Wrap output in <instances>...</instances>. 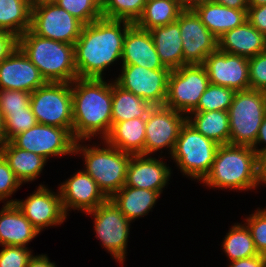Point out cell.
Wrapping results in <instances>:
<instances>
[{
	"label": "cell",
	"mask_w": 266,
	"mask_h": 267,
	"mask_svg": "<svg viewBox=\"0 0 266 267\" xmlns=\"http://www.w3.org/2000/svg\"><path fill=\"white\" fill-rule=\"evenodd\" d=\"M214 2L234 9H248V0H215Z\"/></svg>",
	"instance_id": "cell-48"
},
{
	"label": "cell",
	"mask_w": 266,
	"mask_h": 267,
	"mask_svg": "<svg viewBox=\"0 0 266 267\" xmlns=\"http://www.w3.org/2000/svg\"><path fill=\"white\" fill-rule=\"evenodd\" d=\"M27 267H56V264L50 262L47 255L32 256Z\"/></svg>",
	"instance_id": "cell-47"
},
{
	"label": "cell",
	"mask_w": 266,
	"mask_h": 267,
	"mask_svg": "<svg viewBox=\"0 0 266 267\" xmlns=\"http://www.w3.org/2000/svg\"><path fill=\"white\" fill-rule=\"evenodd\" d=\"M100 5H102L104 2H105V0H96Z\"/></svg>",
	"instance_id": "cell-54"
},
{
	"label": "cell",
	"mask_w": 266,
	"mask_h": 267,
	"mask_svg": "<svg viewBox=\"0 0 266 267\" xmlns=\"http://www.w3.org/2000/svg\"><path fill=\"white\" fill-rule=\"evenodd\" d=\"M247 21L266 36V4L258 7H249L247 10Z\"/></svg>",
	"instance_id": "cell-43"
},
{
	"label": "cell",
	"mask_w": 266,
	"mask_h": 267,
	"mask_svg": "<svg viewBox=\"0 0 266 267\" xmlns=\"http://www.w3.org/2000/svg\"><path fill=\"white\" fill-rule=\"evenodd\" d=\"M83 26L56 2L32 6L30 30L40 37L74 45Z\"/></svg>",
	"instance_id": "cell-10"
},
{
	"label": "cell",
	"mask_w": 266,
	"mask_h": 267,
	"mask_svg": "<svg viewBox=\"0 0 266 267\" xmlns=\"http://www.w3.org/2000/svg\"><path fill=\"white\" fill-rule=\"evenodd\" d=\"M182 11L181 0H146L143 14L135 24L149 31L177 21Z\"/></svg>",
	"instance_id": "cell-31"
},
{
	"label": "cell",
	"mask_w": 266,
	"mask_h": 267,
	"mask_svg": "<svg viewBox=\"0 0 266 267\" xmlns=\"http://www.w3.org/2000/svg\"><path fill=\"white\" fill-rule=\"evenodd\" d=\"M132 24L125 20L101 18L84 25L74 44L78 77L102 79L103 71L122 59L124 38Z\"/></svg>",
	"instance_id": "cell-1"
},
{
	"label": "cell",
	"mask_w": 266,
	"mask_h": 267,
	"mask_svg": "<svg viewBox=\"0 0 266 267\" xmlns=\"http://www.w3.org/2000/svg\"><path fill=\"white\" fill-rule=\"evenodd\" d=\"M247 10L248 9L229 8L212 2L201 5L194 11L207 29L216 38H219L225 32L241 26L247 21Z\"/></svg>",
	"instance_id": "cell-24"
},
{
	"label": "cell",
	"mask_w": 266,
	"mask_h": 267,
	"mask_svg": "<svg viewBox=\"0 0 266 267\" xmlns=\"http://www.w3.org/2000/svg\"><path fill=\"white\" fill-rule=\"evenodd\" d=\"M18 47L46 82L72 83L78 78L74 45L40 37L28 29L18 37Z\"/></svg>",
	"instance_id": "cell-4"
},
{
	"label": "cell",
	"mask_w": 266,
	"mask_h": 267,
	"mask_svg": "<svg viewBox=\"0 0 266 267\" xmlns=\"http://www.w3.org/2000/svg\"><path fill=\"white\" fill-rule=\"evenodd\" d=\"M106 148L82 146L76 141L74 154H83L85 172L90 175L103 193L110 198L126 183L128 163L132 154L122 152L103 140Z\"/></svg>",
	"instance_id": "cell-5"
},
{
	"label": "cell",
	"mask_w": 266,
	"mask_h": 267,
	"mask_svg": "<svg viewBox=\"0 0 266 267\" xmlns=\"http://www.w3.org/2000/svg\"><path fill=\"white\" fill-rule=\"evenodd\" d=\"M30 0H0V30L17 38L31 27Z\"/></svg>",
	"instance_id": "cell-32"
},
{
	"label": "cell",
	"mask_w": 266,
	"mask_h": 267,
	"mask_svg": "<svg viewBox=\"0 0 266 267\" xmlns=\"http://www.w3.org/2000/svg\"><path fill=\"white\" fill-rule=\"evenodd\" d=\"M30 106L39 124L62 127L72 133L71 83L47 82L31 93Z\"/></svg>",
	"instance_id": "cell-8"
},
{
	"label": "cell",
	"mask_w": 266,
	"mask_h": 267,
	"mask_svg": "<svg viewBox=\"0 0 266 267\" xmlns=\"http://www.w3.org/2000/svg\"><path fill=\"white\" fill-rule=\"evenodd\" d=\"M250 89L266 92V51L248 58Z\"/></svg>",
	"instance_id": "cell-40"
},
{
	"label": "cell",
	"mask_w": 266,
	"mask_h": 267,
	"mask_svg": "<svg viewBox=\"0 0 266 267\" xmlns=\"http://www.w3.org/2000/svg\"><path fill=\"white\" fill-rule=\"evenodd\" d=\"M161 159L142 154L132 155L127 167L125 186L158 191L161 194L171 176V169Z\"/></svg>",
	"instance_id": "cell-20"
},
{
	"label": "cell",
	"mask_w": 266,
	"mask_h": 267,
	"mask_svg": "<svg viewBox=\"0 0 266 267\" xmlns=\"http://www.w3.org/2000/svg\"><path fill=\"white\" fill-rule=\"evenodd\" d=\"M206 186L248 190L259 186L258 155L250 146L224 144L217 149Z\"/></svg>",
	"instance_id": "cell-3"
},
{
	"label": "cell",
	"mask_w": 266,
	"mask_h": 267,
	"mask_svg": "<svg viewBox=\"0 0 266 267\" xmlns=\"http://www.w3.org/2000/svg\"><path fill=\"white\" fill-rule=\"evenodd\" d=\"M259 184L266 185V151L258 156Z\"/></svg>",
	"instance_id": "cell-49"
},
{
	"label": "cell",
	"mask_w": 266,
	"mask_h": 267,
	"mask_svg": "<svg viewBox=\"0 0 266 267\" xmlns=\"http://www.w3.org/2000/svg\"><path fill=\"white\" fill-rule=\"evenodd\" d=\"M0 251V267H27L29 259L33 256L27 247L2 246Z\"/></svg>",
	"instance_id": "cell-41"
},
{
	"label": "cell",
	"mask_w": 266,
	"mask_h": 267,
	"mask_svg": "<svg viewBox=\"0 0 266 267\" xmlns=\"http://www.w3.org/2000/svg\"><path fill=\"white\" fill-rule=\"evenodd\" d=\"M11 142L18 148L44 157L74 154L76 140L65 128L37 123L15 136Z\"/></svg>",
	"instance_id": "cell-13"
},
{
	"label": "cell",
	"mask_w": 266,
	"mask_h": 267,
	"mask_svg": "<svg viewBox=\"0 0 266 267\" xmlns=\"http://www.w3.org/2000/svg\"><path fill=\"white\" fill-rule=\"evenodd\" d=\"M246 222L245 224L250 230L256 250L259 254L264 255L266 252V208L256 210L250 217H247Z\"/></svg>",
	"instance_id": "cell-38"
},
{
	"label": "cell",
	"mask_w": 266,
	"mask_h": 267,
	"mask_svg": "<svg viewBox=\"0 0 266 267\" xmlns=\"http://www.w3.org/2000/svg\"><path fill=\"white\" fill-rule=\"evenodd\" d=\"M209 84L208 74L203 64H185L171 70L164 106L189 116L197 107Z\"/></svg>",
	"instance_id": "cell-9"
},
{
	"label": "cell",
	"mask_w": 266,
	"mask_h": 267,
	"mask_svg": "<svg viewBox=\"0 0 266 267\" xmlns=\"http://www.w3.org/2000/svg\"><path fill=\"white\" fill-rule=\"evenodd\" d=\"M218 49L251 58L266 51V36L245 21L241 26L225 32L218 38Z\"/></svg>",
	"instance_id": "cell-22"
},
{
	"label": "cell",
	"mask_w": 266,
	"mask_h": 267,
	"mask_svg": "<svg viewBox=\"0 0 266 267\" xmlns=\"http://www.w3.org/2000/svg\"><path fill=\"white\" fill-rule=\"evenodd\" d=\"M2 115L8 141L38 123L30 105L23 111L2 112Z\"/></svg>",
	"instance_id": "cell-37"
},
{
	"label": "cell",
	"mask_w": 266,
	"mask_h": 267,
	"mask_svg": "<svg viewBox=\"0 0 266 267\" xmlns=\"http://www.w3.org/2000/svg\"><path fill=\"white\" fill-rule=\"evenodd\" d=\"M219 146L186 120L180 129L171 158L183 175L203 181L211 170Z\"/></svg>",
	"instance_id": "cell-6"
},
{
	"label": "cell",
	"mask_w": 266,
	"mask_h": 267,
	"mask_svg": "<svg viewBox=\"0 0 266 267\" xmlns=\"http://www.w3.org/2000/svg\"><path fill=\"white\" fill-rule=\"evenodd\" d=\"M0 211V244L1 246L26 247L40 232L13 204H6Z\"/></svg>",
	"instance_id": "cell-23"
},
{
	"label": "cell",
	"mask_w": 266,
	"mask_h": 267,
	"mask_svg": "<svg viewBox=\"0 0 266 267\" xmlns=\"http://www.w3.org/2000/svg\"><path fill=\"white\" fill-rule=\"evenodd\" d=\"M46 83L39 69L18 46L0 62V90H22L32 93Z\"/></svg>",
	"instance_id": "cell-18"
},
{
	"label": "cell",
	"mask_w": 266,
	"mask_h": 267,
	"mask_svg": "<svg viewBox=\"0 0 266 267\" xmlns=\"http://www.w3.org/2000/svg\"><path fill=\"white\" fill-rule=\"evenodd\" d=\"M30 95L22 90H0V111H23L30 105Z\"/></svg>",
	"instance_id": "cell-39"
},
{
	"label": "cell",
	"mask_w": 266,
	"mask_h": 267,
	"mask_svg": "<svg viewBox=\"0 0 266 267\" xmlns=\"http://www.w3.org/2000/svg\"><path fill=\"white\" fill-rule=\"evenodd\" d=\"M235 91L223 86L209 84L192 112L226 111L232 104Z\"/></svg>",
	"instance_id": "cell-35"
},
{
	"label": "cell",
	"mask_w": 266,
	"mask_h": 267,
	"mask_svg": "<svg viewBox=\"0 0 266 267\" xmlns=\"http://www.w3.org/2000/svg\"><path fill=\"white\" fill-rule=\"evenodd\" d=\"M153 106L132 92L112 83V126L134 118H146Z\"/></svg>",
	"instance_id": "cell-29"
},
{
	"label": "cell",
	"mask_w": 266,
	"mask_h": 267,
	"mask_svg": "<svg viewBox=\"0 0 266 267\" xmlns=\"http://www.w3.org/2000/svg\"><path fill=\"white\" fill-rule=\"evenodd\" d=\"M18 46V38L10 32L0 30V62Z\"/></svg>",
	"instance_id": "cell-44"
},
{
	"label": "cell",
	"mask_w": 266,
	"mask_h": 267,
	"mask_svg": "<svg viewBox=\"0 0 266 267\" xmlns=\"http://www.w3.org/2000/svg\"><path fill=\"white\" fill-rule=\"evenodd\" d=\"M62 207L66 215L72 209L89 212L105 203L109 198L99 188L95 180L84 170L63 182L59 187Z\"/></svg>",
	"instance_id": "cell-19"
},
{
	"label": "cell",
	"mask_w": 266,
	"mask_h": 267,
	"mask_svg": "<svg viewBox=\"0 0 266 267\" xmlns=\"http://www.w3.org/2000/svg\"><path fill=\"white\" fill-rule=\"evenodd\" d=\"M264 144L266 143V115L264 116L263 118V121H262V124L259 128V132H258V135H257V138H256V141H255V144L252 146V149L255 151V153L259 156L261 153L265 152L266 151V145L265 147L261 148V149H258L257 145L259 143H263ZM257 148V149H256Z\"/></svg>",
	"instance_id": "cell-46"
},
{
	"label": "cell",
	"mask_w": 266,
	"mask_h": 267,
	"mask_svg": "<svg viewBox=\"0 0 266 267\" xmlns=\"http://www.w3.org/2000/svg\"><path fill=\"white\" fill-rule=\"evenodd\" d=\"M122 65H138L147 69H168L163 66L156 51L151 33L135 23L126 32Z\"/></svg>",
	"instance_id": "cell-21"
},
{
	"label": "cell",
	"mask_w": 266,
	"mask_h": 267,
	"mask_svg": "<svg viewBox=\"0 0 266 267\" xmlns=\"http://www.w3.org/2000/svg\"><path fill=\"white\" fill-rule=\"evenodd\" d=\"M203 65L211 84L235 92L250 89L248 58L217 49L206 57Z\"/></svg>",
	"instance_id": "cell-17"
},
{
	"label": "cell",
	"mask_w": 266,
	"mask_h": 267,
	"mask_svg": "<svg viewBox=\"0 0 266 267\" xmlns=\"http://www.w3.org/2000/svg\"><path fill=\"white\" fill-rule=\"evenodd\" d=\"M215 0H181L183 10H195L197 7L212 3Z\"/></svg>",
	"instance_id": "cell-50"
},
{
	"label": "cell",
	"mask_w": 266,
	"mask_h": 267,
	"mask_svg": "<svg viewBox=\"0 0 266 267\" xmlns=\"http://www.w3.org/2000/svg\"><path fill=\"white\" fill-rule=\"evenodd\" d=\"M229 114V144L252 147L266 115V93L254 89L234 94Z\"/></svg>",
	"instance_id": "cell-7"
},
{
	"label": "cell",
	"mask_w": 266,
	"mask_h": 267,
	"mask_svg": "<svg viewBox=\"0 0 266 267\" xmlns=\"http://www.w3.org/2000/svg\"><path fill=\"white\" fill-rule=\"evenodd\" d=\"M160 195L158 191L138 189L124 185L109 199L132 222V220L148 214L152 207L155 206Z\"/></svg>",
	"instance_id": "cell-27"
},
{
	"label": "cell",
	"mask_w": 266,
	"mask_h": 267,
	"mask_svg": "<svg viewBox=\"0 0 266 267\" xmlns=\"http://www.w3.org/2000/svg\"><path fill=\"white\" fill-rule=\"evenodd\" d=\"M183 47V65L203 64L218 49L216 38L202 23L194 10H183L177 21Z\"/></svg>",
	"instance_id": "cell-14"
},
{
	"label": "cell",
	"mask_w": 266,
	"mask_h": 267,
	"mask_svg": "<svg viewBox=\"0 0 266 267\" xmlns=\"http://www.w3.org/2000/svg\"><path fill=\"white\" fill-rule=\"evenodd\" d=\"M56 3L84 25L102 18L101 5L96 0H57Z\"/></svg>",
	"instance_id": "cell-36"
},
{
	"label": "cell",
	"mask_w": 266,
	"mask_h": 267,
	"mask_svg": "<svg viewBox=\"0 0 266 267\" xmlns=\"http://www.w3.org/2000/svg\"><path fill=\"white\" fill-rule=\"evenodd\" d=\"M103 79L78 77L71 83L72 135L76 141L99 133L104 140L112 129V82Z\"/></svg>",
	"instance_id": "cell-2"
},
{
	"label": "cell",
	"mask_w": 266,
	"mask_h": 267,
	"mask_svg": "<svg viewBox=\"0 0 266 267\" xmlns=\"http://www.w3.org/2000/svg\"><path fill=\"white\" fill-rule=\"evenodd\" d=\"M146 118L117 122L104 139L113 147L132 155H144Z\"/></svg>",
	"instance_id": "cell-26"
},
{
	"label": "cell",
	"mask_w": 266,
	"mask_h": 267,
	"mask_svg": "<svg viewBox=\"0 0 266 267\" xmlns=\"http://www.w3.org/2000/svg\"><path fill=\"white\" fill-rule=\"evenodd\" d=\"M224 252L230 261L259 255L247 225H233L222 243Z\"/></svg>",
	"instance_id": "cell-33"
},
{
	"label": "cell",
	"mask_w": 266,
	"mask_h": 267,
	"mask_svg": "<svg viewBox=\"0 0 266 267\" xmlns=\"http://www.w3.org/2000/svg\"><path fill=\"white\" fill-rule=\"evenodd\" d=\"M149 32L163 66L170 70L183 66V47L179 24L175 21L162 27L153 28Z\"/></svg>",
	"instance_id": "cell-25"
},
{
	"label": "cell",
	"mask_w": 266,
	"mask_h": 267,
	"mask_svg": "<svg viewBox=\"0 0 266 267\" xmlns=\"http://www.w3.org/2000/svg\"><path fill=\"white\" fill-rule=\"evenodd\" d=\"M146 0H105L101 5L102 18L136 23L142 16Z\"/></svg>",
	"instance_id": "cell-34"
},
{
	"label": "cell",
	"mask_w": 266,
	"mask_h": 267,
	"mask_svg": "<svg viewBox=\"0 0 266 267\" xmlns=\"http://www.w3.org/2000/svg\"><path fill=\"white\" fill-rule=\"evenodd\" d=\"M87 214L94 217V230L103 248L123 264L131 222L110 199Z\"/></svg>",
	"instance_id": "cell-11"
},
{
	"label": "cell",
	"mask_w": 266,
	"mask_h": 267,
	"mask_svg": "<svg viewBox=\"0 0 266 267\" xmlns=\"http://www.w3.org/2000/svg\"><path fill=\"white\" fill-rule=\"evenodd\" d=\"M57 0H30L31 5H38L44 3H55Z\"/></svg>",
	"instance_id": "cell-53"
},
{
	"label": "cell",
	"mask_w": 266,
	"mask_h": 267,
	"mask_svg": "<svg viewBox=\"0 0 266 267\" xmlns=\"http://www.w3.org/2000/svg\"><path fill=\"white\" fill-rule=\"evenodd\" d=\"M7 142L8 140L5 133L4 119L2 112L0 111V151Z\"/></svg>",
	"instance_id": "cell-51"
},
{
	"label": "cell",
	"mask_w": 266,
	"mask_h": 267,
	"mask_svg": "<svg viewBox=\"0 0 266 267\" xmlns=\"http://www.w3.org/2000/svg\"><path fill=\"white\" fill-rule=\"evenodd\" d=\"M189 115L187 116V121L199 133L214 140L219 145L229 144L230 128L228 112L214 110L191 112Z\"/></svg>",
	"instance_id": "cell-30"
},
{
	"label": "cell",
	"mask_w": 266,
	"mask_h": 267,
	"mask_svg": "<svg viewBox=\"0 0 266 267\" xmlns=\"http://www.w3.org/2000/svg\"><path fill=\"white\" fill-rule=\"evenodd\" d=\"M187 116L165 106H154L146 117L144 155L169 148L172 154Z\"/></svg>",
	"instance_id": "cell-15"
},
{
	"label": "cell",
	"mask_w": 266,
	"mask_h": 267,
	"mask_svg": "<svg viewBox=\"0 0 266 267\" xmlns=\"http://www.w3.org/2000/svg\"><path fill=\"white\" fill-rule=\"evenodd\" d=\"M13 203L39 232L48 226L61 225L67 218L62 207L60 192L55 194L41 184L26 200L6 201V204Z\"/></svg>",
	"instance_id": "cell-16"
},
{
	"label": "cell",
	"mask_w": 266,
	"mask_h": 267,
	"mask_svg": "<svg viewBox=\"0 0 266 267\" xmlns=\"http://www.w3.org/2000/svg\"><path fill=\"white\" fill-rule=\"evenodd\" d=\"M114 81L125 90L154 106H164L168 93L170 69H147L138 65H122Z\"/></svg>",
	"instance_id": "cell-12"
},
{
	"label": "cell",
	"mask_w": 266,
	"mask_h": 267,
	"mask_svg": "<svg viewBox=\"0 0 266 267\" xmlns=\"http://www.w3.org/2000/svg\"><path fill=\"white\" fill-rule=\"evenodd\" d=\"M266 4V0H248L249 7H258Z\"/></svg>",
	"instance_id": "cell-52"
},
{
	"label": "cell",
	"mask_w": 266,
	"mask_h": 267,
	"mask_svg": "<svg viewBox=\"0 0 266 267\" xmlns=\"http://www.w3.org/2000/svg\"><path fill=\"white\" fill-rule=\"evenodd\" d=\"M229 267H266V260L263 254L249 258L231 261Z\"/></svg>",
	"instance_id": "cell-45"
},
{
	"label": "cell",
	"mask_w": 266,
	"mask_h": 267,
	"mask_svg": "<svg viewBox=\"0 0 266 267\" xmlns=\"http://www.w3.org/2000/svg\"><path fill=\"white\" fill-rule=\"evenodd\" d=\"M0 153L8 161L15 177L21 184L36 179L47 161L40 155L16 147L11 141L3 146Z\"/></svg>",
	"instance_id": "cell-28"
},
{
	"label": "cell",
	"mask_w": 266,
	"mask_h": 267,
	"mask_svg": "<svg viewBox=\"0 0 266 267\" xmlns=\"http://www.w3.org/2000/svg\"><path fill=\"white\" fill-rule=\"evenodd\" d=\"M20 185L22 184L15 177L8 161L0 153V201L11 196Z\"/></svg>",
	"instance_id": "cell-42"
}]
</instances>
